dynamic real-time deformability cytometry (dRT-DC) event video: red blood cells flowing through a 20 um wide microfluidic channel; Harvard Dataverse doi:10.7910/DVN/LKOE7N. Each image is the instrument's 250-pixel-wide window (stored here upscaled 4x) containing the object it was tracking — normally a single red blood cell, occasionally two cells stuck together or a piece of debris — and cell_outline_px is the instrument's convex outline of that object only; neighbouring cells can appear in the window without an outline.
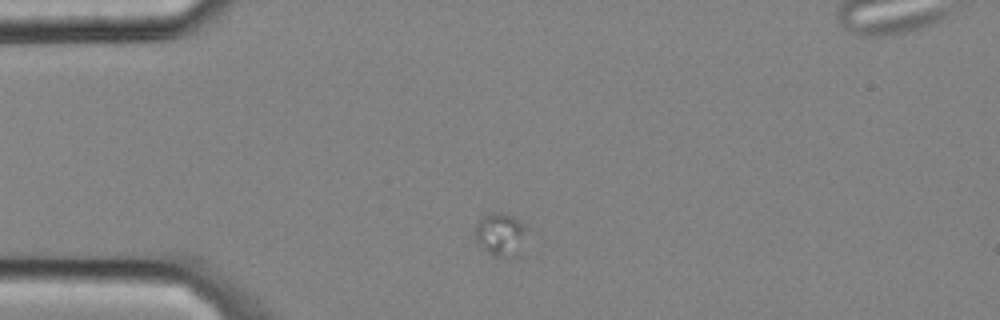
{"species": "common noctule bat (a hibernating species)", "species_latin": "Nyctalus noctula", "temperature_condition": "cold", "stored_images_in_passage": 3, "camera_frame_rate_fps": 3000, "um_per_image_px": 0.085, "animal": {"sex": "male", "body_mass_g": 20.4}, "frame": {"image": 1, "passage_image": 1, "time_ms": 0.0, "image_size_px": [1000, 320], "cell_outline_px": [[528, 228], [520, 256], [516, 260], [496, 256], [488, 252], [476, 240], [476, 224], [484, 216], [492, 212], [504, 212], [512, 216]], "centroid_in_image_um": [42.62, 19.97], "position_along_channel_um": 42.4, "area_um2": 13.24}}